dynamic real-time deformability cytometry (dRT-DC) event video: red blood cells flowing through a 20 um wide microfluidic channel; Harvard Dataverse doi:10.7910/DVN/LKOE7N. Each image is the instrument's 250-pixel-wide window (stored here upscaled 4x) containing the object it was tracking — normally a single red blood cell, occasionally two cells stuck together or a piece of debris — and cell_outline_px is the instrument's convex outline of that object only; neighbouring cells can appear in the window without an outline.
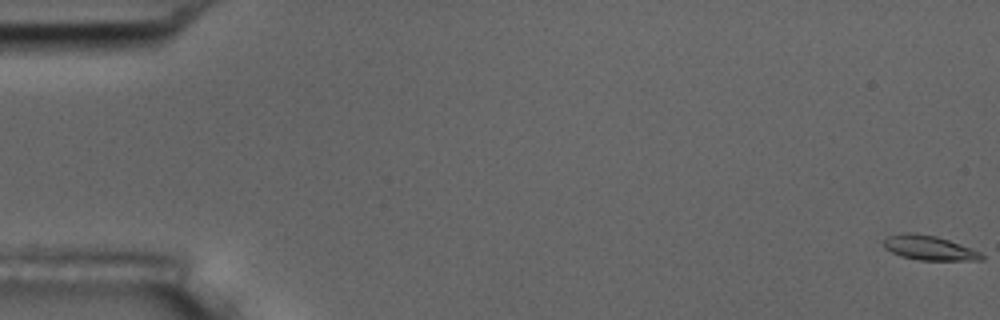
{"species": "common noctule bat (a hibernating species)", "species_latin": "Nyctalus noctula", "temperature_condition": "room temperature", "stored_images_in_passage": 8, "camera_frame_rate_fps": 3000, "um_per_image_px": 0.085, "animal": {"sex": "male", "body_mass_g": 17.5, "forearm_length_mm": 52.3}, "frame": {"image": 1, "passage_image": 1, "time_ms": 0.0, "image_size_px": [1000, 320], "cell_outline_px": [[984, 260], [920, 260], [900, 256], [884, 248], [884, 240], [888, 236], [900, 232], [916, 232], [936, 236], [960, 244], [980, 252], [984, 256]], "centroid_in_image_um": [78.95, 21.05], "position_along_channel_um": 6.1, "area_um2": 14.05}}
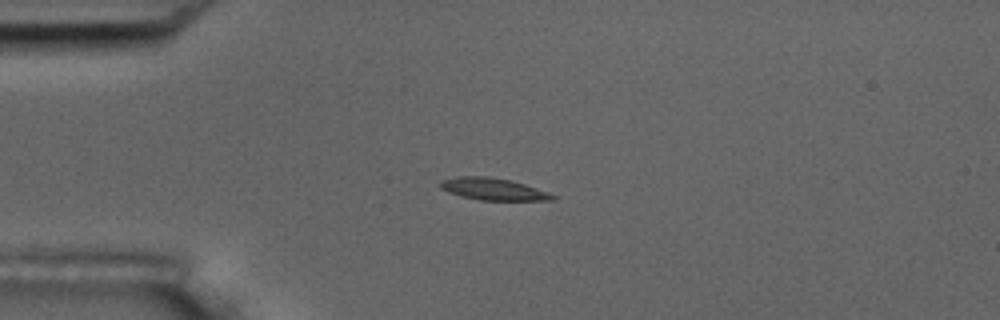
{"frame": {"image": 2, "passage_image": 5, "time_ms": 4.667, "image_size_px": [1000, 320], "cell_outline_px": [[556, 196], [552, 200], [480, 200], [460, 196], [448, 192], [440, 188], [440, 180], [456, 176], [488, 176], [508, 180], [524, 184], [548, 192]], "centroid_in_image_um": [41.86, 16.07], "position_along_channel_um": 43.1, "area_um2": 14.33}}